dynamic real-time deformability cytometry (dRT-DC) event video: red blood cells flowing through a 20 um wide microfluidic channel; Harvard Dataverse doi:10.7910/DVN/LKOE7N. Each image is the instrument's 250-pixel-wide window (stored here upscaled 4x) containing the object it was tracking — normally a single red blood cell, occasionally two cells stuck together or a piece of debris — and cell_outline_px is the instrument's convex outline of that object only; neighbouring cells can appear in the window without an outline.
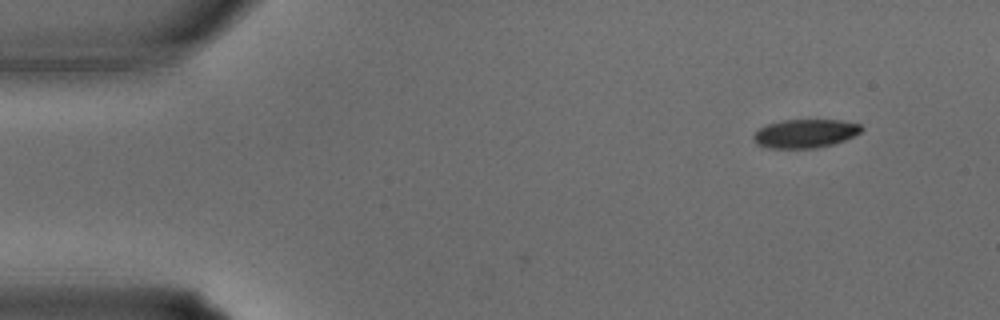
{"species": "common noctule bat (a hibernating species)", "species_latin": "Nyctalus noctula", "temperature_condition": "warm", "stored_images_in_passage": 5, "camera_frame_rate_fps": 3000, "um_per_image_px": 0.085, "animal": {"sex": "male", "body_mass_g": 15.6}, "frame": {"image": 1, "passage_image": 1, "time_ms": 0.0, "image_size_px": [1000, 320], "cell_outline_px": [[864, 128], [860, 132], [844, 140], [832, 144], [816, 148], [768, 148], [756, 144], [752, 140], [752, 136], [760, 128], [768, 124], [784, 120], [840, 120], [860, 124]], "centroid_in_image_um": [68.42, 11.35], "position_along_channel_um": 16.6, "area_um2": 17.92}}